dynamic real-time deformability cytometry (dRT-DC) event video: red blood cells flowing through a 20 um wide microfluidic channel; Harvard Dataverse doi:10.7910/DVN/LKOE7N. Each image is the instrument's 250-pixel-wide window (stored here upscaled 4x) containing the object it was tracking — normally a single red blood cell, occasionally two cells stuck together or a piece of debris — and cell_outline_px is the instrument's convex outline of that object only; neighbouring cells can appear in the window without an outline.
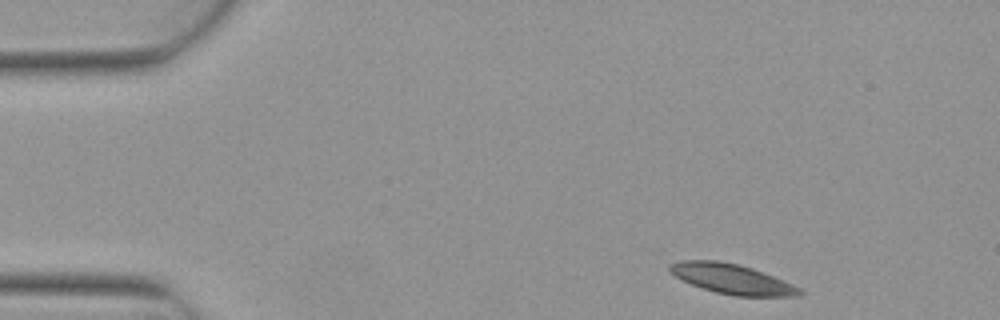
{"species": "Egyptian fruit bat (a non-hibernating species)", "species_latin": "Rousettus aegyptiacus", "temperature_condition": "warm", "stored_images_in_passage": 6, "camera_frame_rate_fps": 3000, "um_per_image_px": 0.085, "animal": {"sex": "female"}, "frame": {"image": 1, "passage_image": 1, "time_ms": 0.0, "image_size_px": [1000, 320], "cell_outline_px": [[804, 292], [800, 296], [736, 296], [716, 292], [692, 284], [668, 272], [668, 260], [716, 260], [736, 264], [752, 268], [792, 284], [800, 288]], "centroid_in_image_um": [62.15, 23.69], "position_along_channel_um": 22.8, "area_um2": 22.54}}
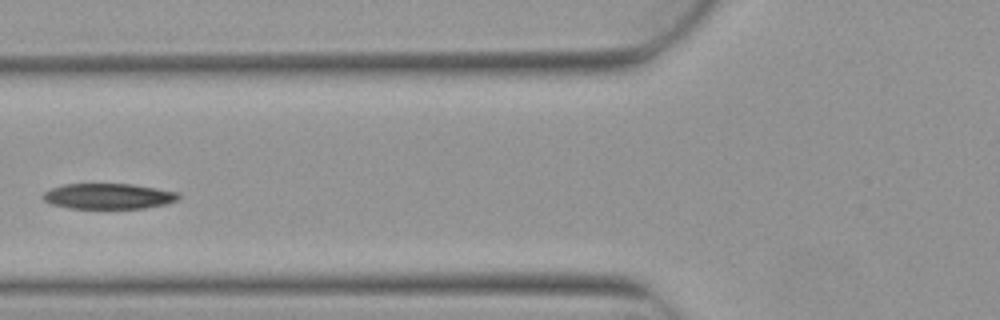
{"frame": {"image": 2, "passage_image": 5, "time_ms": 1.333, "image_size_px": [1000, 320], "cell_outline_px": [[180, 200], [168, 204], [144, 208], [68, 208], [52, 204], [44, 200], [40, 196], [44, 192], [52, 188], [64, 184], [132, 184], [180, 192]], "centroid_in_image_um": [9.26, 16.68], "position_along_channel_um": 116.5, "area_um2": 20.35}}
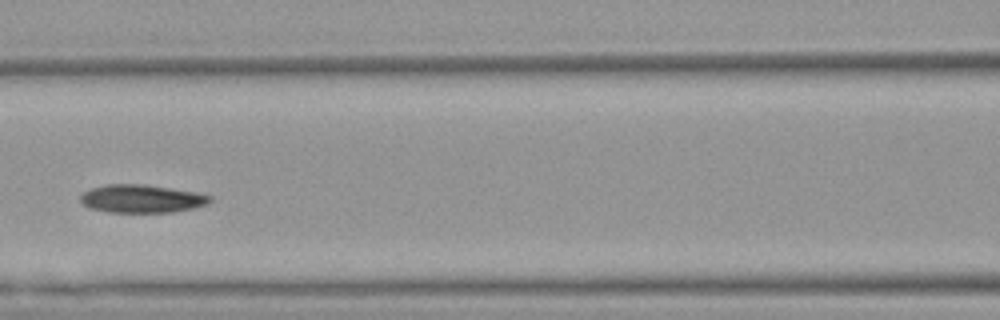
{"frame": {"image": 3, "passage_image": 6, "time_ms": 1.667, "image_size_px": [1000, 320], "cell_outline_px": [[212, 200], [208, 204], [192, 208], [172, 212], [108, 212], [88, 208], [80, 200], [80, 196], [84, 192], [92, 188], [104, 184], [144, 184], [196, 192], [212, 196]], "centroid_in_image_um": [12.04, 16.89], "position_along_channel_um": 154.6, "area_um2": 21.21}}